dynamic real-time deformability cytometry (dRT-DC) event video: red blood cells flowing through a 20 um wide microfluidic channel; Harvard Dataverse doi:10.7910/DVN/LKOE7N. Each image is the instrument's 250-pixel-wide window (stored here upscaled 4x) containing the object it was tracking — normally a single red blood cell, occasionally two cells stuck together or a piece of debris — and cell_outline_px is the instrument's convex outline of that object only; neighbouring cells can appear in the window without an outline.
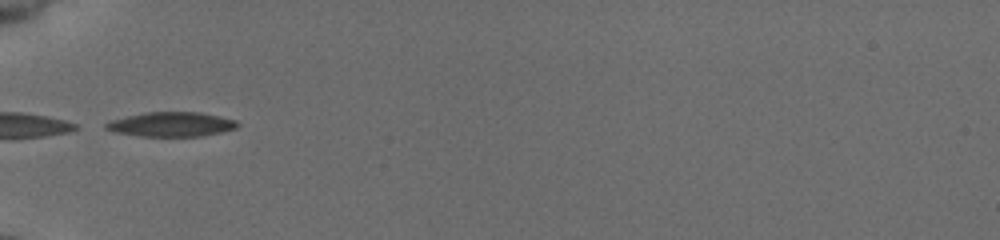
{"species": "common noctule bat (a hibernating species)", "species_latin": "Nyctalus noctula", "temperature_condition": "cold", "stored_images_in_passage": 5, "camera_frame_rate_fps": 3000, "um_per_image_px": 0.085, "animal": {"sex": "female", "body_mass_g": 19.5, "forearm_length_mm": 54.1}, "frame": {"image": 1, "passage_image": 1, "time_ms": 0.0, "image_size_px": [1000, 240], "cell_outline_px": [[240, 124], [236, 128], [220, 132], [200, 136], [140, 136], [116, 132], [104, 128], [104, 124], [112, 120], [144, 112], [200, 112], [220, 116], [236, 120]], "centroid_in_image_um": [14.58, 10.56], "position_along_channel_um": 70.4, "area_um2": 18.67}}